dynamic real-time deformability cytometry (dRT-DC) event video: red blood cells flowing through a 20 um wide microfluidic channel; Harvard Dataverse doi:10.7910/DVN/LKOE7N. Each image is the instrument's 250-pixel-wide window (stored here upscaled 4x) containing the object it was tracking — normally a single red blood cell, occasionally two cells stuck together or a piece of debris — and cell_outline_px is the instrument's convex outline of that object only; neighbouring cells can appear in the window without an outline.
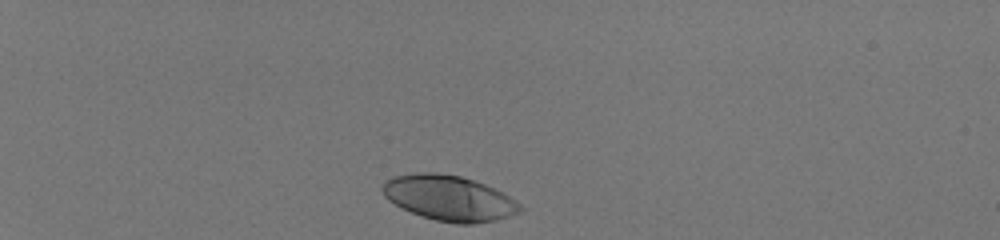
{"species": "human", "species_latin": "Homo sapiens", "temperature_condition": "room temperature", "stored_images_in_passage": 35, "camera_frame_rate_fps": 3000, "um_per_image_px": 0.085, "donor": {"sex": "male"}, "frame": {"image": 1, "passage_image": 1, "time_ms": 0.0, "image_size_px": [1000, 240], "cell_outline_px": [[524, 208], [520, 212], [496, 220], [472, 224], [456, 224], [436, 220], [420, 216], [388, 200], [384, 196], [380, 188], [384, 180], [392, 176], [416, 172], [436, 172], [460, 176], [484, 184], [504, 192], [516, 200]], "centroid_in_image_um": [38.16, 16.83], "position_along_channel_um": 46.8, "area_um2": 36.59}}
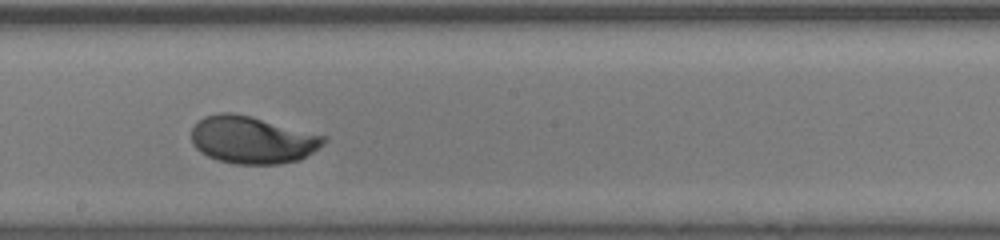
{"frame": {"image": 2, "passage_image": 20, "time_ms": 6.333, "image_size_px": [1000, 240], "cell_outline_px": [[328, 140], [324, 144], [300, 160], [280, 164], [236, 164], [216, 160], [200, 152], [192, 144], [192, 128], [204, 116], [216, 112], [232, 112], [252, 116], [328, 136]], "centroid_in_image_um": [21.46, 11.88], "position_along_channel_um": 226.7, "area_um2": 36.93}}
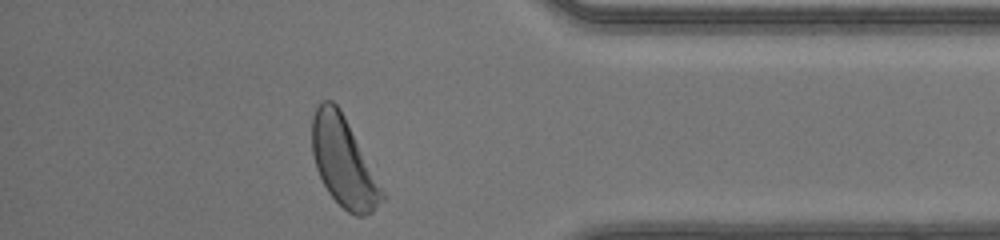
{"frame": {"image": 3, "passage_image": 34, "time_ms": 11.0, "image_size_px": [1000, 240], "cell_outline_px": [[384, 200], [372, 212], [364, 216], [356, 216], [348, 212], [328, 192], [316, 168], [312, 152], [312, 116], [320, 100], [332, 100], [340, 108], [384, 192]], "centroid_in_image_um": [29.18, 13.76], "position_along_channel_um": 406.0, "area_um2": 35.89}, "authors_computed_cell_mechanics": {"area_um2": 36.0672, "velocity_mm_per_s": 4.0946, "shape_relaxation_time_tau1_ms": 2.5195, "shape_relaxation_time_tau2_ms": null, "deformation_change_tau1": 0.1641, "deformation_change_tau2": null}}